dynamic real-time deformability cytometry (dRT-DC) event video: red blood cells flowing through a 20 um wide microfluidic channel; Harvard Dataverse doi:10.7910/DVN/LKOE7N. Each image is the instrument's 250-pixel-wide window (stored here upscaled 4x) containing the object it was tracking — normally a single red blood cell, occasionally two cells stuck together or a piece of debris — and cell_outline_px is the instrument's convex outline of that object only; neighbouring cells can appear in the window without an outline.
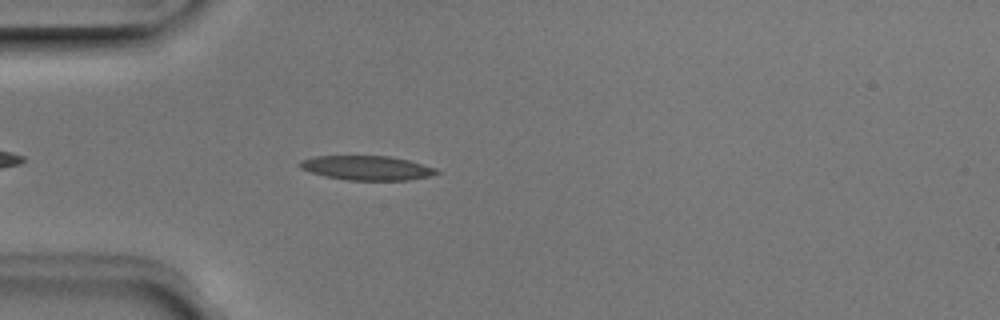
{"species": "Egyptian fruit bat (a non-hibernating species)", "species_latin": "Rousettus aegyptiacus", "temperature_condition": "room temperature", "stored_images_in_passage": 41, "camera_frame_rate_fps": 3000, "um_per_image_px": 0.085, "animal": {"sex": "male"}, "frame": {"image": 1, "passage_image": 5, "time_ms": 1.333, "image_size_px": [1000, 320], "cell_outline_px": [[440, 172], [432, 176], [408, 180], [348, 180], [328, 176], [312, 172], [300, 168], [296, 164], [300, 160], [316, 156], [392, 156], [408, 160], [436, 168]], "centroid_in_image_um": [31.2, 14.27], "position_along_channel_um": 53.8, "area_um2": 19.36}}
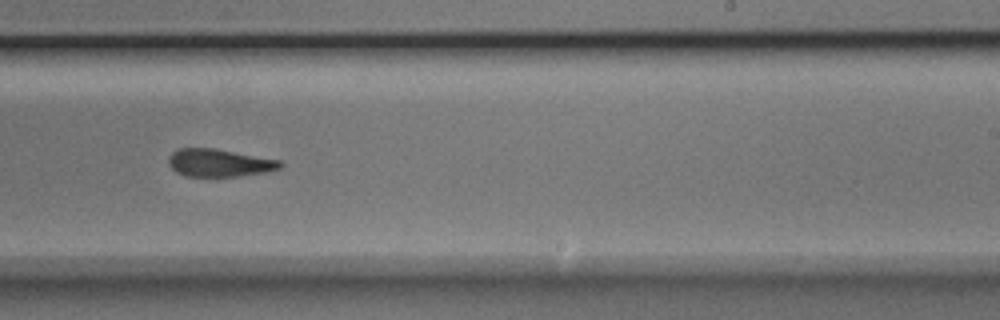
{"frame": {"image": 2, "passage_image": 22, "time_ms": 7.0, "image_size_px": [1000, 320], "cell_outline_px": [[284, 164], [280, 168], [268, 172], [236, 176], [184, 176], [176, 172], [168, 164], [168, 156], [172, 152], [180, 148], [212, 148], [284, 160]], "centroid_in_image_um": [18.67, 13.84], "position_along_channel_um": 270.3, "area_um2": 18.21}}
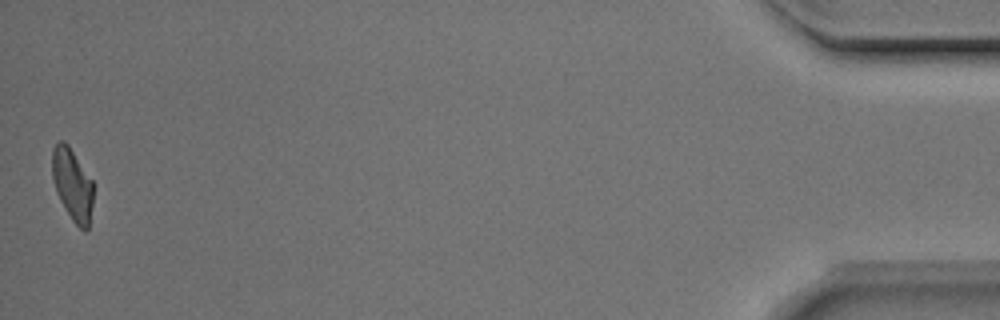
{"frame": {"image": 3, "passage_image": 41, "time_ms": 13.333, "image_size_px": [1000, 320], "cell_outline_px": [[92, 204], [88, 228], [84, 232], [72, 220], [64, 208], [56, 192], [52, 176], [52, 148], [60, 140], [64, 140], [68, 144], [92, 180]], "centroid_in_image_um": [6.13, 15.67], "position_along_channel_um": 429.1, "area_um2": 17.17}, "authors_computed_cell_mechanics": {"area_um2": 18.6116, "velocity_mm_per_s": 3.9741, "shape_relaxation_time_tau1_ms": null, "shape_relaxation_time_tau2_ms": 3.9093, "deformation_change_tau1": null, "deformation_change_tau2": 0.1202}}